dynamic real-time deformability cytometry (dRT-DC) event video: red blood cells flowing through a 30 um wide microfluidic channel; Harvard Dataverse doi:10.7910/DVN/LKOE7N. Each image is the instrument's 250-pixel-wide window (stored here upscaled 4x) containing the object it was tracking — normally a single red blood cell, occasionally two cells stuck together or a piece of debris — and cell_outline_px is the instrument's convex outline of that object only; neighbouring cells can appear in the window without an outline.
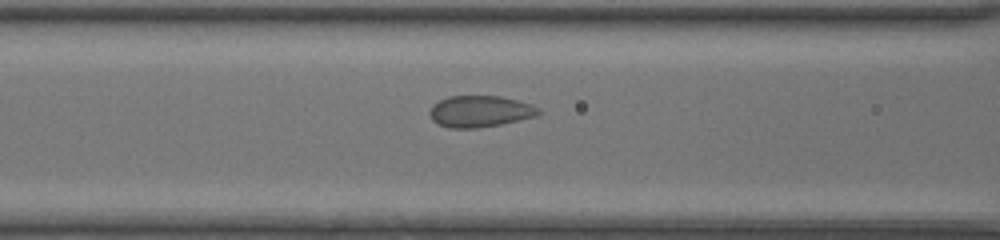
{"species": "common noctule bat (a hibernating species)", "species_latin": "Nyctalus noctula", "temperature_condition": "room temperature", "stored_images_in_passage": 38, "segment_of_instrument_passage": [1, 2], "camera_frame_rate_fps": 3000, "um_per_image_px": 0.085, "animal": {"sex": "female", "body_mass_g": 20.0, "forearm_length_mm": 54.0}, "frame": {"image": 1, "passage_image": 16, "time_ms": 5.0, "image_size_px": [1000, 240], "cell_outline_px": [[544, 112], [536, 116], [520, 120], [500, 124], [476, 128], [448, 128], [436, 124], [432, 120], [428, 112], [432, 104], [448, 96], [500, 96], [532, 104], [540, 108]], "centroid_in_image_um": [40.79, 9.47], "position_along_channel_um": 125.8, "area_um2": 20.23}}
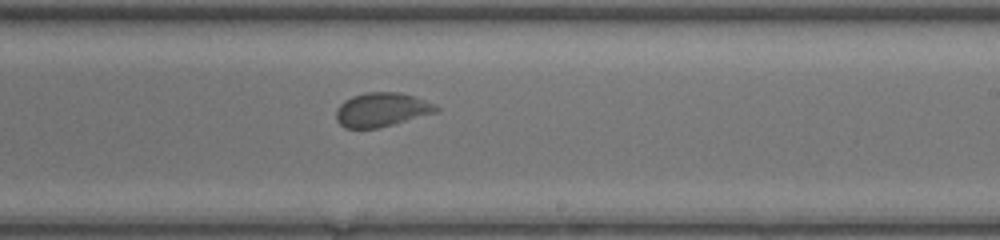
{"frame": {"image": 2, "passage_image": 25, "time_ms": 8.0, "image_size_px": [1000, 240], "cell_outline_px": [[440, 108], [436, 112], [392, 124], [376, 128], [344, 128], [336, 120], [336, 108], [344, 100], [352, 96], [364, 92], [400, 92], [416, 96]], "centroid_in_image_um": [32.39, 9.31], "position_along_channel_um": 256.6, "area_um2": 19.71}}
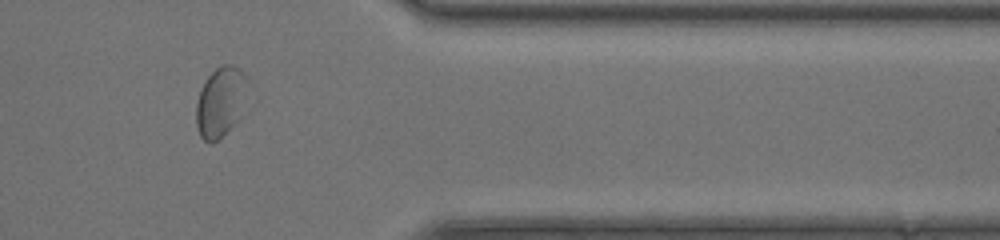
{"frame": {"image": 3, "passage_image": 35, "time_ms": 11.333, "image_size_px": [1000, 240], "cell_outline_px": [[248, 76], [236, 120], [212, 144], [208, 144], [200, 136], [196, 124], [196, 104], [200, 88], [204, 80], [216, 68], [224, 64], [232, 64], [240, 68]], "centroid_in_image_um": [18.67, 8.61], "position_along_channel_um": 392.7, "area_um2": 20.29}}